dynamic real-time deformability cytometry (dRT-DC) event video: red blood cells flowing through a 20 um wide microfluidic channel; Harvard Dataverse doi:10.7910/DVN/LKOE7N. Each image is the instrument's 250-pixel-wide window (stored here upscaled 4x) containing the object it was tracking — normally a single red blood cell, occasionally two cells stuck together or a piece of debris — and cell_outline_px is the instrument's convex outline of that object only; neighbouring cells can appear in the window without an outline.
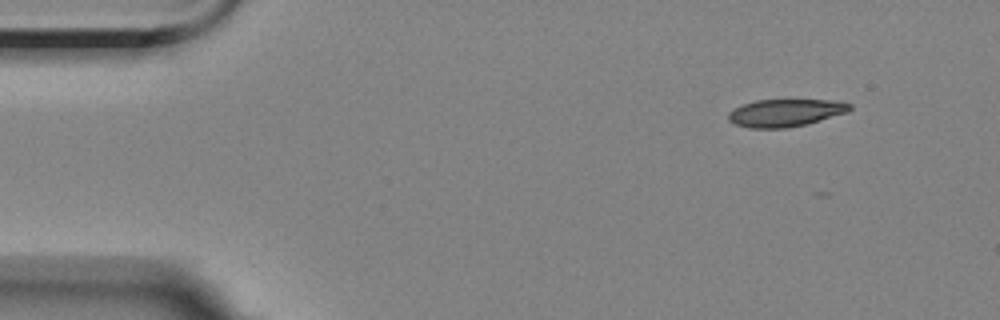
{"species": "Egyptian fruit bat (a non-hibernating species)", "species_latin": "Rousettus aegyptiacus", "temperature_condition": "room temperature", "stored_images_in_passage": 5, "camera_frame_rate_fps": 3000, "um_per_image_px": 0.085, "animal": {"sex": "female"}, "frame": {"image": 1, "passage_image": 1, "time_ms": 0.0, "image_size_px": [1000, 320], "cell_outline_px": [[852, 108], [848, 112], [808, 124], [788, 128], [748, 128], [736, 124], [728, 120], [728, 112], [744, 104], [756, 100], [840, 100], [852, 104]], "centroid_in_image_um": [66.81, 9.59], "position_along_channel_um": 18.2, "area_um2": 19.59}}
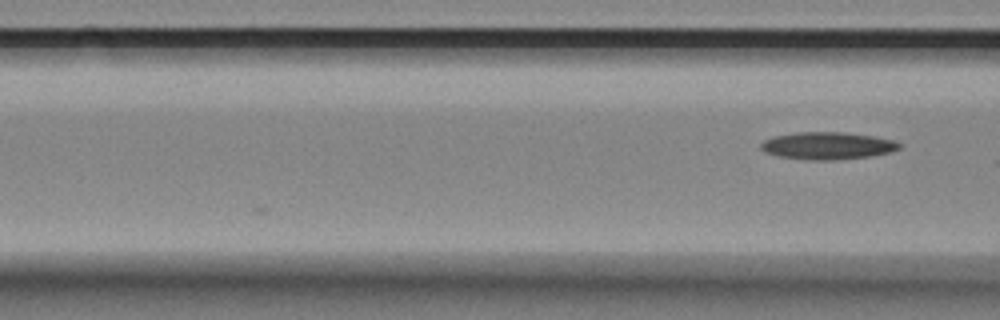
{"frame": {"image": 2, "passage_image": 5, "time_ms": 4.667, "image_size_px": [1000, 320], "cell_outline_px": [[900, 148], [892, 152], [872, 156], [836, 160], [804, 160], [780, 156], [764, 152], [760, 148], [760, 144], [764, 140], [772, 136], [796, 132], [844, 132], [872, 136], [892, 140], [900, 144]], "centroid_in_image_um": [70.31, 12.39], "position_along_channel_um": 96.3, "area_um2": 22.2}}